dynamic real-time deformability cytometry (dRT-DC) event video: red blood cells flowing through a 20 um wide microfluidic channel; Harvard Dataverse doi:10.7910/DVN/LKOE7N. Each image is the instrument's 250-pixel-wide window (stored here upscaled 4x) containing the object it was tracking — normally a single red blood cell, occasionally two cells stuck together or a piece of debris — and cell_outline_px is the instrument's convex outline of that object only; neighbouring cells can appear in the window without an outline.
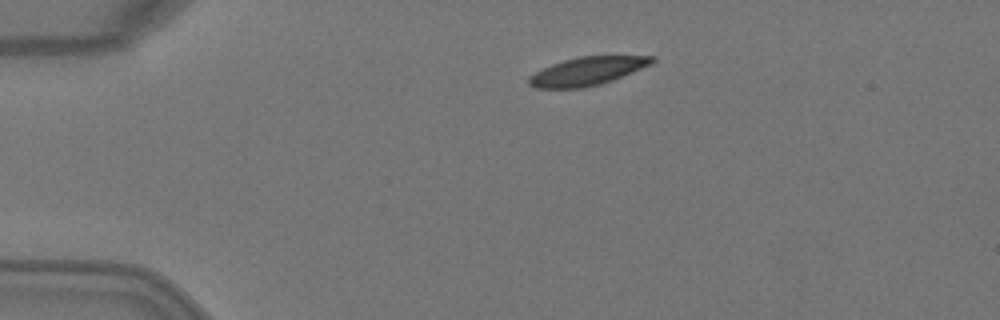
{"species": "Egyptian fruit bat (a non-hibernating species)", "species_latin": "Rousettus aegyptiacus", "temperature_condition": "warm", "stored_images_in_passage": 2, "camera_frame_rate_fps": 3000, "um_per_image_px": 0.085, "animal": {"sex": "female"}, "frame": {"image": 1, "passage_image": 1, "time_ms": 0.0, "image_size_px": [1000, 320], "cell_outline_px": [[656, 60], [652, 64], [612, 80], [600, 84], [584, 88], [536, 88], [528, 84], [528, 76], [552, 64], [564, 60], [580, 56], [656, 56]], "centroid_in_image_um": [49.92, 6.05], "position_along_channel_um": 35.1, "area_um2": 20.17}}